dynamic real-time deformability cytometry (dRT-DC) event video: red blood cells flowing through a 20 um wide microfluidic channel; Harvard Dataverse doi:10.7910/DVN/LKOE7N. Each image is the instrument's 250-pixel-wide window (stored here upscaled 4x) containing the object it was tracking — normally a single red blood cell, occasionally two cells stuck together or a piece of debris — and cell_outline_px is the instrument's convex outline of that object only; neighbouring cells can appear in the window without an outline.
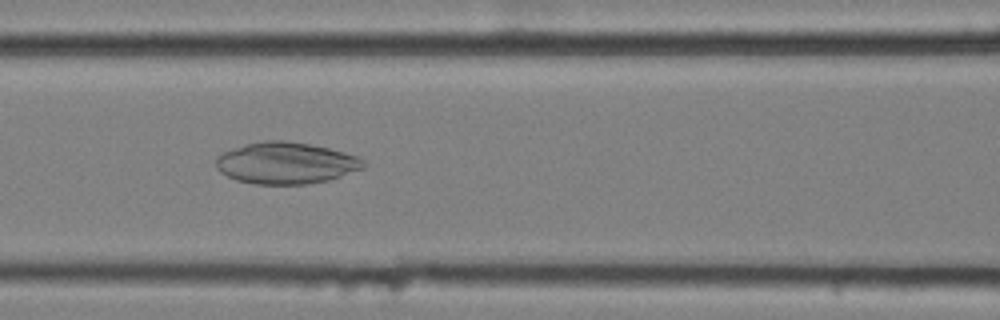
{"species": "common noctule bat (a hibernating species)", "species_latin": "Nyctalus noctula", "temperature_condition": "cold", "stored_images_in_passage": 57, "camera_frame_rate_fps": 3000, "um_per_image_px": 0.085, "animal": {"sex": "female", "body_mass_g": 25.1}, "frame": {"image": 1, "passage_image": 25, "time_ms": 8.0, "image_size_px": [1000, 320], "cell_outline_px": [[364, 168], [328, 180], [308, 184], [256, 184], [236, 180], [220, 172], [216, 168], [216, 156], [224, 152], [244, 144], [264, 140], [284, 140], [308, 144], [328, 148], [360, 156], [364, 160]], "centroid_in_image_um": [24.3, 13.85], "position_along_channel_um": 142.3, "area_um2": 35.78}}
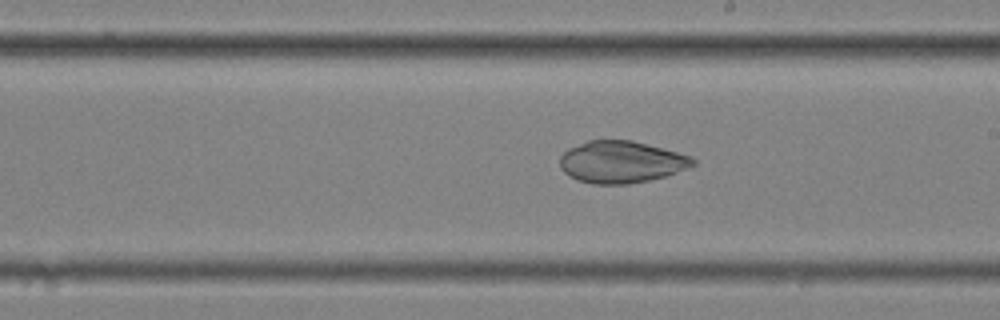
{"frame": {"image": 2, "passage_image": 33, "time_ms": 10.667, "image_size_px": [1000, 320], "cell_outline_px": [[696, 164], [688, 168], [664, 176], [648, 180], [628, 184], [592, 184], [576, 180], [568, 176], [560, 168], [560, 156], [568, 148], [588, 140], [632, 140], [692, 156], [696, 160]], "centroid_in_image_um": [52.78, 13.77], "position_along_channel_um": 236.2, "area_um2": 32.6}}
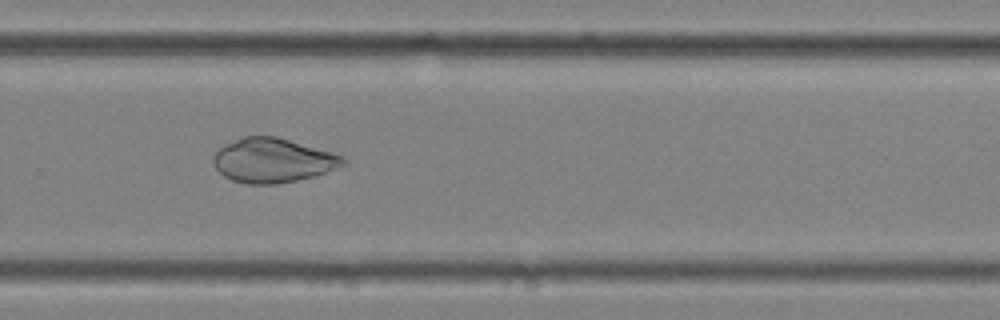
{"frame": {"image": 3, "passage_image": 39, "time_ms": 12.667, "image_size_px": [1000, 320], "cell_outline_px": [[348, 160], [344, 164], [324, 172], [312, 176], [296, 180], [276, 184], [248, 184], [232, 180], [224, 176], [212, 164], [212, 156], [224, 144], [244, 136], [276, 136], [332, 152], [344, 156]], "centroid_in_image_um": [23.15, 13.62], "position_along_channel_um": 306.6, "area_um2": 33.35}}